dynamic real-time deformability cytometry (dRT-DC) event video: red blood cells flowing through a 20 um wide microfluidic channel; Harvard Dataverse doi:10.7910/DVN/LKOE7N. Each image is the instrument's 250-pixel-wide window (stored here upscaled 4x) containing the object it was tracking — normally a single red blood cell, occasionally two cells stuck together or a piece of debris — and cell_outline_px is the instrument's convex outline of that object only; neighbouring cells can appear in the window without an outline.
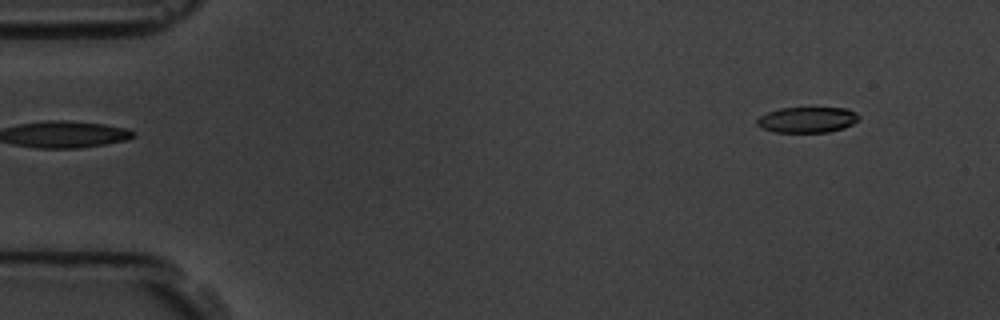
{"species": "common noctule bat (a hibernating species)", "species_latin": "Nyctalus noctula", "temperature_condition": "room temperature", "stored_images_in_passage": 6, "segment_of_instrument_passage": [2, 2], "camera_frame_rate_fps": 3000, "um_per_image_px": 0.085, "animal": {"sex": "male", "body_mass_g": 19.5, "forearm_length_mm": 54.6}, "frame": {"image": 1, "passage_image": 6, "time_ms": 5.667, "image_size_px": [1000, 320], "cell_outline_px": [[860, 120], [844, 128], [828, 132], [772, 132], [760, 128], [756, 124], [756, 120], [760, 116], [768, 112], [780, 108], [848, 108], [856, 112], [860, 116]], "centroid_in_image_um": [68.62, 10.18], "position_along_channel_um": 16.4, "area_um2": 15.43}}